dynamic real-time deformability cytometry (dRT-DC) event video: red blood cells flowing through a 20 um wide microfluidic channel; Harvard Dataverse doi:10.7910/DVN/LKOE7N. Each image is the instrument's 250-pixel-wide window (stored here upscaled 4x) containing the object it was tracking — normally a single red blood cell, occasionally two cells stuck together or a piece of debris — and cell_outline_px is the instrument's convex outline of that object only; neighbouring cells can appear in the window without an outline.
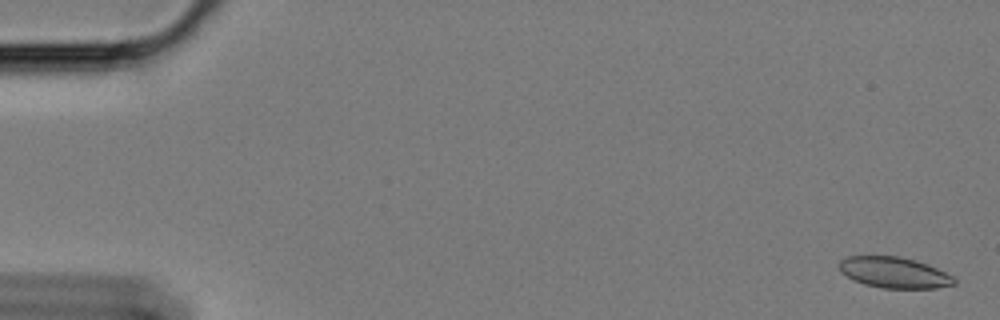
{"species": "Egyptian fruit bat (a non-hibernating species)", "species_latin": "Rousettus aegyptiacus", "temperature_condition": "cold", "stored_images_in_passage": 61, "segment_of_instrument_passage": [1, 2], "camera_frame_rate_fps": 3000, "um_per_image_px": 0.085, "animal": {"sex": "female"}, "frame": {"image": 1, "passage_image": 2, "time_ms": 0.333, "image_size_px": [1000, 320], "cell_outline_px": [[956, 284], [936, 288], [880, 288], [864, 284], [840, 272], [840, 260], [848, 256], [900, 256], [916, 260], [928, 264], [952, 276], [956, 280]], "centroid_in_image_um": [76.02, 23.16], "position_along_channel_um": 9.0, "area_um2": 20.63}}
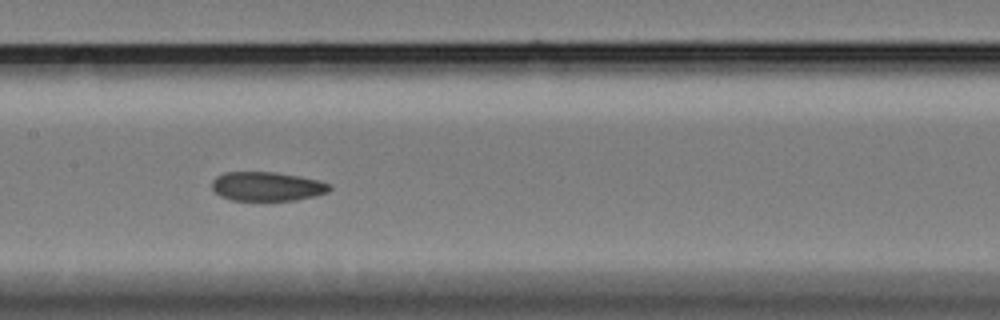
{"frame": {"image": 2, "passage_image": 30, "time_ms": 9.667, "image_size_px": [1000, 320], "cell_outline_px": [[332, 188], [328, 192], [316, 196], [296, 200], [232, 200], [220, 196], [212, 188], [212, 180], [216, 176], [224, 172], [276, 172], [300, 176], [320, 180], [332, 184]], "centroid_in_image_um": [22.74, 15.84], "position_along_channel_um": 184.7, "area_um2": 20.17}}
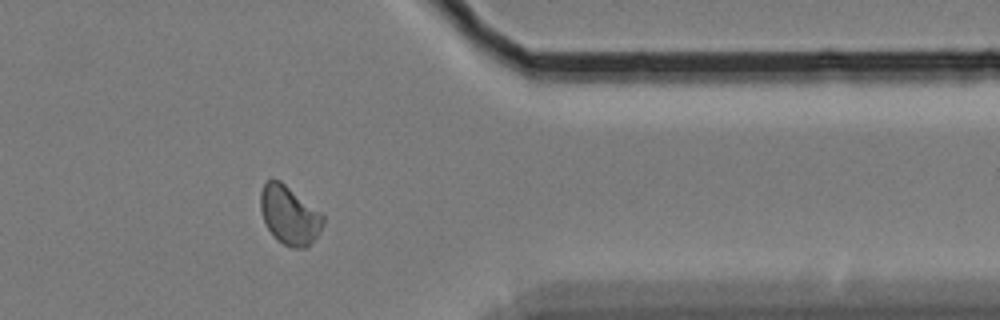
{"frame": {"image": 3, "passage_image": 49, "time_ms": 16.0, "image_size_px": [1000, 320], "cell_outline_px": [[324, 224], [320, 232], [304, 248], [292, 248], [276, 240], [268, 228], [264, 220], [260, 208], [260, 192], [264, 184], [268, 180], [280, 180], [320, 212], [324, 216]], "centroid_in_image_um": [24.59, 18.29], "position_along_channel_um": 386.8, "area_um2": 21.1}}